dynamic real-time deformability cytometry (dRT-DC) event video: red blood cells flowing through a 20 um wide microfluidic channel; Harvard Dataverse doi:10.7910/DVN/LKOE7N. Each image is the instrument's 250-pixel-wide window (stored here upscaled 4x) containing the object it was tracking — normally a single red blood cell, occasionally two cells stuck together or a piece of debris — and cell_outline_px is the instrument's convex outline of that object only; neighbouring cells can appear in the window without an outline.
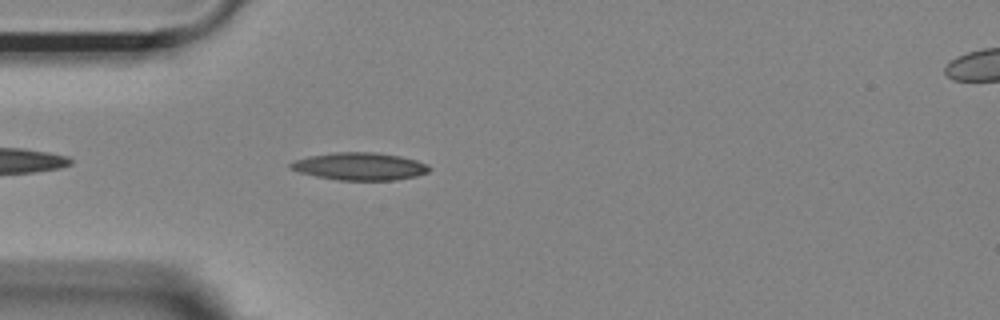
{"species": "Egyptian fruit bat (a non-hibernating species)", "species_latin": "Rousettus aegyptiacus", "temperature_condition": "room temperature", "stored_images_in_passage": 26, "camera_frame_rate_fps": 3000, "um_per_image_px": 0.085, "animal": {"sex": "female"}, "frame": {"image": 1, "passage_image": 3, "time_ms": 0.667, "image_size_px": [1000, 320], "cell_outline_px": [[432, 168], [428, 172], [416, 176], [396, 180], [340, 180], [316, 176], [300, 172], [288, 168], [288, 164], [296, 160], [308, 156], [336, 152], [376, 152], [400, 156], [416, 160], [428, 164]], "centroid_in_image_um": [30.6, 14.14], "position_along_channel_um": 54.4, "area_um2": 22.31}}
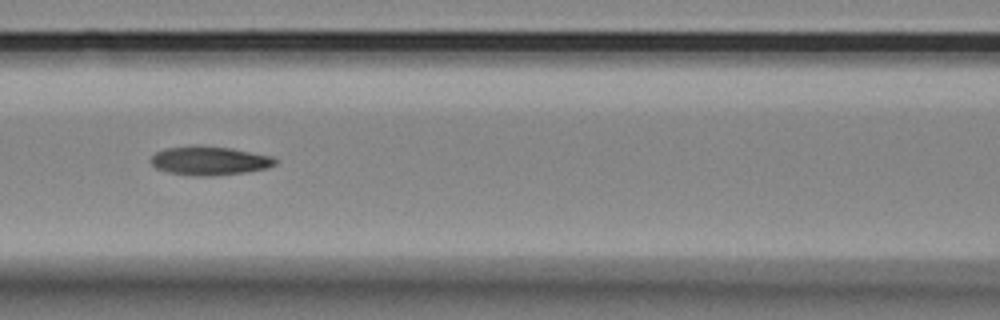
{"frame": {"image": 2, "passage_image": 11, "time_ms": 3.333, "image_size_px": [1000, 320], "cell_outline_px": [[276, 164], [268, 168], [244, 172], [216, 176], [196, 176], [168, 172], [156, 168], [148, 160], [156, 152], [164, 148], [232, 148], [272, 156], [276, 160]], "centroid_in_image_um": [17.82, 13.7], "position_along_channel_um": 148.8, "area_um2": 20.23}}
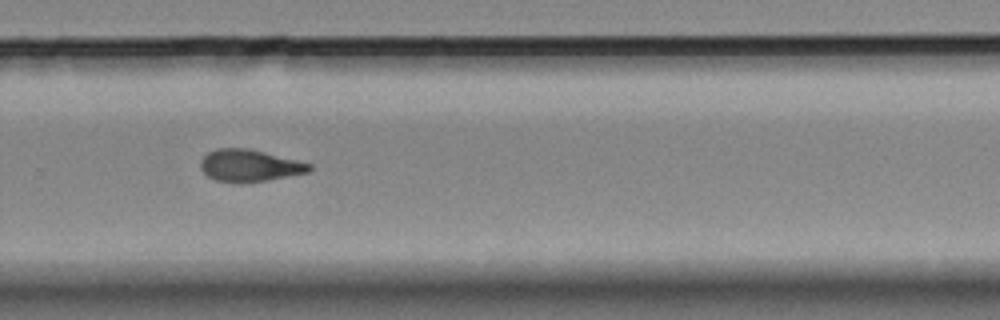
{"frame": {"image": 3, "passage_image": 24, "time_ms": 7.667, "image_size_px": [1000, 320], "cell_outline_px": [[312, 168], [308, 172], [268, 180], [240, 184], [216, 180], [208, 176], [200, 168], [200, 160], [208, 152], [216, 148], [248, 148], [312, 164]], "centroid_in_image_um": [21.17, 14.08], "position_along_channel_um": 308.6, "area_um2": 20.35}}